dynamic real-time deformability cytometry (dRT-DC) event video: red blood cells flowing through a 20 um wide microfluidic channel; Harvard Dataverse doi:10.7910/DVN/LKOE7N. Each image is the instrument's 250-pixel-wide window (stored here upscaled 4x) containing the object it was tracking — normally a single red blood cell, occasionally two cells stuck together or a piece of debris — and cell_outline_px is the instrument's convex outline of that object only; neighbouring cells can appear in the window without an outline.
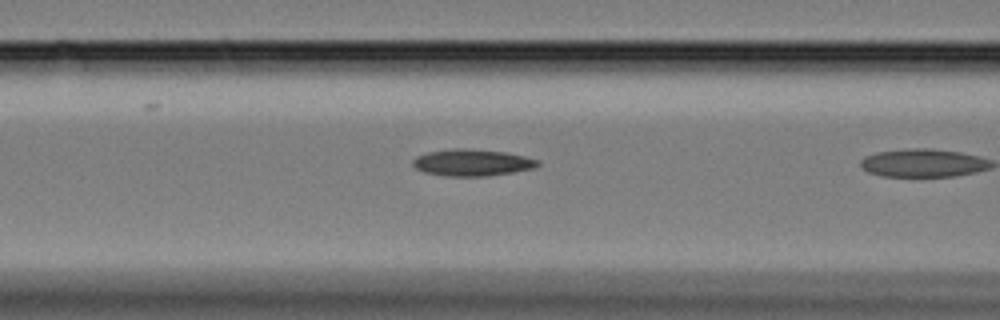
{"species": "Egyptian fruit bat (a non-hibernating species)", "species_latin": "Rousettus aegyptiacus", "temperature_condition": "cold", "stored_images_in_passage": 22, "camera_frame_rate_fps": 3000, "um_per_image_px": 0.085, "animal": {"sex": "female"}, "frame": {"image": 1, "passage_image": 21, "time_ms": 6.667, "image_size_px": [1000, 320], "cell_outline_px": [[540, 164], [536, 168], [488, 176], [444, 176], [424, 172], [416, 168], [412, 164], [412, 160], [416, 156], [428, 152], [452, 148], [472, 148], [508, 152], [540, 160]], "centroid_in_image_um": [40.15, 13.81], "position_along_channel_um": 126.5, "area_um2": 19.77}}